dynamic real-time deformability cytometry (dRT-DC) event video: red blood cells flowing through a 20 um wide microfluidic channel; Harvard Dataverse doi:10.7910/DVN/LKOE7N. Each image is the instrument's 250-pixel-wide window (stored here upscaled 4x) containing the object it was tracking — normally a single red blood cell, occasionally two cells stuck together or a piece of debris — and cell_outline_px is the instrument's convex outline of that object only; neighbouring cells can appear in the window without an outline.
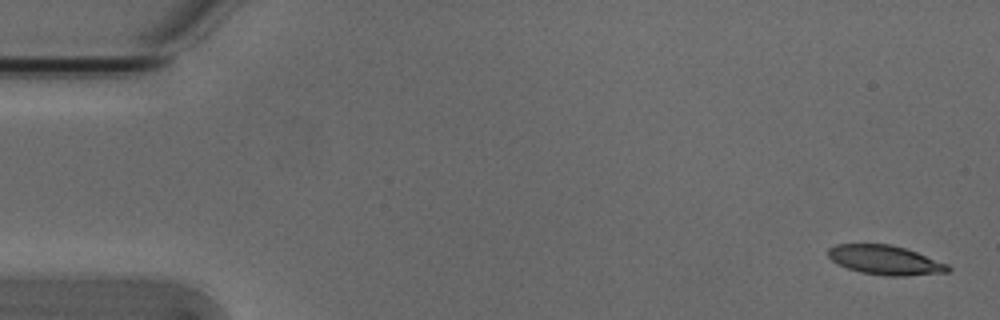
{"species": "Egyptian fruit bat (a non-hibernating species)", "species_latin": "Rousettus aegyptiacus", "temperature_condition": "cold", "stored_images_in_passage": 7, "camera_frame_rate_fps": 3000, "um_per_image_px": 0.085, "animal": {"sex": "male"}, "frame": {"image": 1, "passage_image": 1, "time_ms": 0.0, "image_size_px": [1000, 320], "cell_outline_px": [[952, 268], [948, 272], [904, 276], [888, 276], [860, 272], [836, 264], [828, 256], [828, 248], [836, 244], [888, 244], [904, 248], [916, 252], [948, 264]], "centroid_in_image_um": [75.22, 22.11], "position_along_channel_um": 9.8, "area_um2": 20.4}}
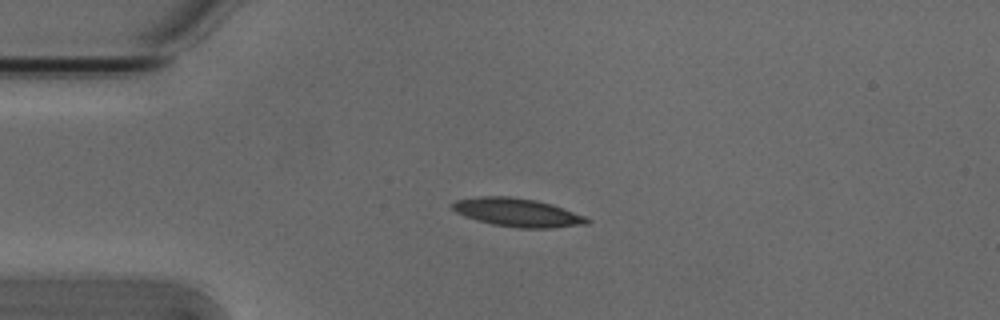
{"frame": {"image": 2, "passage_image": 4, "time_ms": 1.0, "image_size_px": [1000, 320], "cell_outline_px": [[592, 220], [588, 224], [552, 228], [516, 228], [492, 224], [476, 220], [464, 216], [456, 212], [452, 208], [452, 204], [456, 200], [480, 196], [508, 196], [536, 200], [552, 204], [584, 216]], "centroid_in_image_um": [43.99, 18.07], "position_along_channel_um": 41.0, "area_um2": 22.31}}
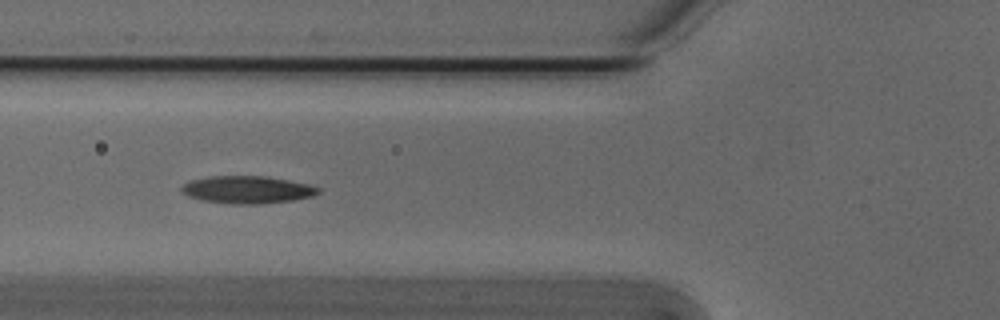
{"frame": {"image": 3, "passage_image": 6, "time_ms": 1.667, "image_size_px": [1000, 320], "cell_outline_px": [[320, 192], [312, 196], [292, 200], [264, 204], [232, 204], [204, 200], [188, 196], [180, 192], [180, 188], [184, 184], [192, 180], [208, 176], [268, 176], [312, 184], [320, 188]], "centroid_in_image_um": [21.05, 16.12], "position_along_channel_um": 104.7, "area_um2": 22.08}}